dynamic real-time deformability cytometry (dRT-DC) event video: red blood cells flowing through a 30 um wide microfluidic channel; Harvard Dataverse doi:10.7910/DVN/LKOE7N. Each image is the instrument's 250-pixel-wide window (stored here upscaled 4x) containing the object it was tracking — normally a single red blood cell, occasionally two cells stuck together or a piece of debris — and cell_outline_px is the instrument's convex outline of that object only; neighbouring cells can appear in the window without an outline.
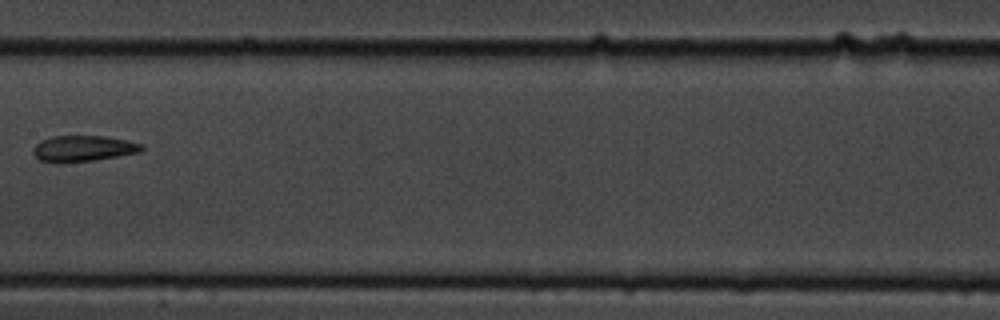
{"species": "common noctule bat (a hibernating species)", "species_latin": "Nyctalus noctula", "temperature_condition": "cold", "stored_images_in_passage": 9, "camera_frame_rate_fps": 3000, "um_per_image_px": 0.085, "animal": {"sex": "male", "body_mass_g": 19.5, "forearm_length_mm": 54.6}, "frame": {"image": 1, "passage_image": 9, "time_ms": 10.0, "image_size_px": [1000, 320], "cell_outline_px": [[144, 148], [140, 152], [92, 160], [64, 164], [56, 164], [40, 160], [32, 152], [32, 148], [40, 140], [52, 136], [104, 136], [144, 144]], "centroid_in_image_um": [7.01, 12.64], "position_along_channel_um": 200.4, "area_um2": 16.59}}